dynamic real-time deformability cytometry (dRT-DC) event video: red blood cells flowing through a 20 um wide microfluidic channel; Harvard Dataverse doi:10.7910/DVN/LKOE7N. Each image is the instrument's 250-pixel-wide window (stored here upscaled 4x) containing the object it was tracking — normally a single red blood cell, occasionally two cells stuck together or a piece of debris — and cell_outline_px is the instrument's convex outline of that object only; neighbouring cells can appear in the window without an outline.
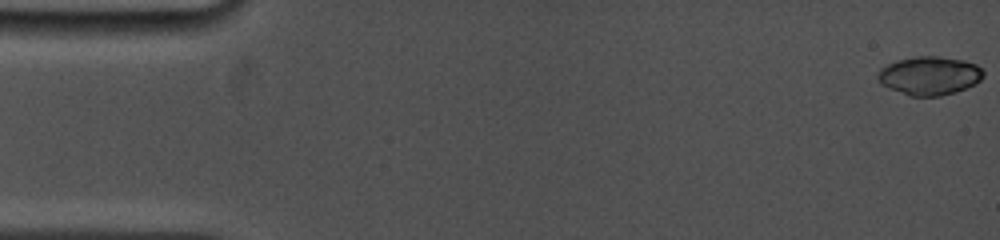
{"species": "common noctule bat (a hibernating species)", "species_latin": "Nyctalus noctula", "temperature_condition": "cold", "stored_images_in_passage": 33, "camera_frame_rate_fps": 5000, "um_per_image_px": 0.085, "animal": {"sex": "female", "body_mass_g": 19.0, "forearm_length_mm": 53.3}, "frame": {"image": 1, "passage_image": 1, "time_ms": 0.0, "image_size_px": [1000, 240], "cell_outline_px": [[984, 76], [976, 84], [956, 92], [940, 96], [908, 96], [888, 88], [880, 84], [876, 76], [880, 68], [896, 60], [916, 56], [940, 56], [964, 60], [976, 64], [984, 72]], "centroid_in_image_um": [78.99, 6.43], "position_along_channel_um": 6.0, "area_um2": 24.04}}